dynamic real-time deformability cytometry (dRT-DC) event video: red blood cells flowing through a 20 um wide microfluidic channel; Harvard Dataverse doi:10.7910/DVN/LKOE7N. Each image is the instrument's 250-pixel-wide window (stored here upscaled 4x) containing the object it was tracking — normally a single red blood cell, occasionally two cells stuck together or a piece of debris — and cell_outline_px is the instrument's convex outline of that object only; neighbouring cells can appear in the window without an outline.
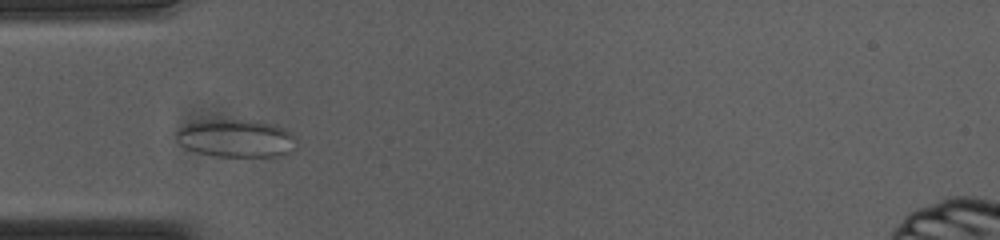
{"species": "common noctule bat (a hibernating species)", "species_latin": "Nyctalus noctula", "temperature_condition": "cold", "stored_images_in_passage": 48, "camera_frame_rate_fps": 3000, "um_per_image_px": 0.085, "animal": {"sex": "female", "body_mass_g": 23.0, "forearm_length_mm": 53.4}, "frame": {"image": 1, "passage_image": 10, "time_ms": 3.0, "image_size_px": [1000, 240], "cell_outline_px": [[296, 136], [288, 152], [280, 156], [216, 156], [200, 152], [188, 148], [180, 144], [176, 140], [176, 132], [180, 128], [188, 124], [204, 120], [260, 120], [276, 124], [284, 128]], "centroid_in_image_um": [20.07, 11.73], "position_along_channel_um": 64.9, "area_um2": 26.18}}
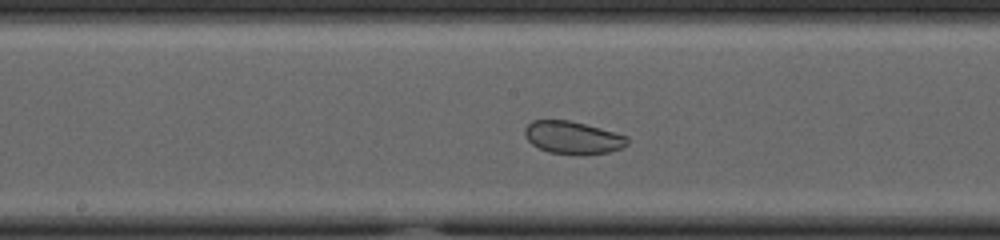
{"frame": {"image": 2, "passage_image": 21, "time_ms": 6.667, "image_size_px": [1000, 240], "cell_outline_px": [[628, 144], [620, 148], [608, 152], [584, 156], [548, 152], [532, 144], [524, 136], [524, 128], [532, 120], [568, 120], [600, 128], [628, 136]], "centroid_in_image_um": [48.68, 11.71], "position_along_channel_um": 199.5, "area_um2": 19.65}}
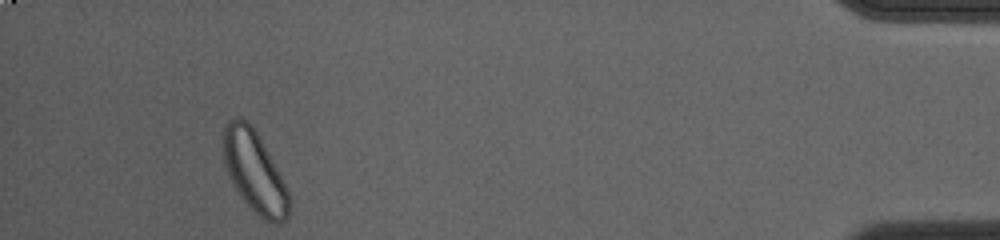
{"frame": {"image": 3, "passage_image": 44, "time_ms": 14.333, "image_size_px": [1000, 240], "cell_outline_px": [[288, 216], [284, 220], [276, 224], [264, 220], [244, 200], [236, 188], [224, 164], [224, 128], [228, 120], [248, 120], [252, 124], [276, 168], [288, 192]], "centroid_in_image_um": [21.62, 14.6], "position_along_channel_um": 413.6, "area_um2": 29.82}, "authors_computed_cell_mechanics": {"area_um2": 25.9522, "velocity_mm_per_s": 3.6749, "shape_relaxation_time_tau1_ms": null, "shape_relaxation_time_tau2_ms": 1.1806, "deformation_change_tau1": null, "deformation_change_tau2": 0.0594}}